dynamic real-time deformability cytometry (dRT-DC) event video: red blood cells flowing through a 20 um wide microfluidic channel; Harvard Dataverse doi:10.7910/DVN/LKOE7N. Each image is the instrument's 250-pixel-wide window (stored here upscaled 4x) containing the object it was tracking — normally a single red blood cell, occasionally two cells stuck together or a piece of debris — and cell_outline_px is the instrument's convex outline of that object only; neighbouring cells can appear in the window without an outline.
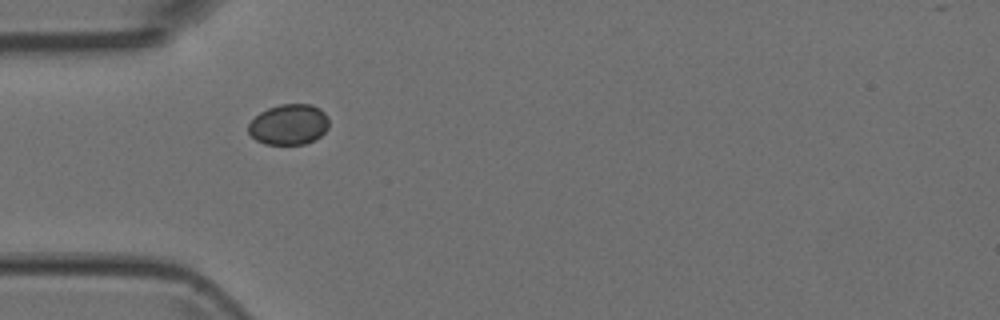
{"species": "Egyptian fruit bat (a non-hibernating species)", "species_latin": "Rousettus aegyptiacus", "temperature_condition": "room temperature", "stored_images_in_passage": 2, "camera_frame_rate_fps": 3000, "um_per_image_px": 0.085, "animal": {"sex": "female"}, "frame": {"image": 1, "passage_image": 1, "time_ms": 0.0, "image_size_px": [1000, 320], "cell_outline_px": [[328, 128], [320, 136], [304, 144], [264, 144], [256, 140], [248, 132], [248, 124], [260, 112], [268, 108], [280, 104], [312, 104], [320, 108], [328, 116]], "centroid_in_image_um": [24.55, 10.57], "position_along_channel_um": 60.4, "area_um2": 19.07}}
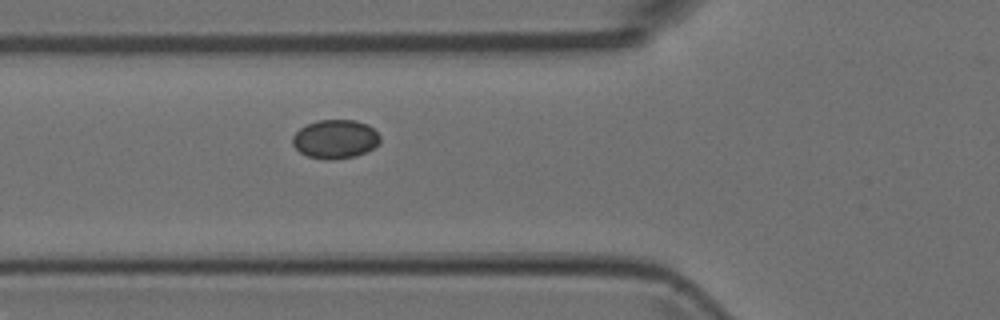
{"frame": {"image": 2, "passage_image": 2, "time_ms": 0.333, "image_size_px": [1000, 320], "cell_outline_px": [[380, 144], [356, 156], [332, 160], [324, 160], [308, 156], [300, 152], [292, 144], [292, 136], [300, 128], [316, 120], [356, 120], [368, 124], [380, 136]], "centroid_in_image_um": [28.49, 11.82], "position_along_channel_um": 97.3, "area_um2": 19.88}}